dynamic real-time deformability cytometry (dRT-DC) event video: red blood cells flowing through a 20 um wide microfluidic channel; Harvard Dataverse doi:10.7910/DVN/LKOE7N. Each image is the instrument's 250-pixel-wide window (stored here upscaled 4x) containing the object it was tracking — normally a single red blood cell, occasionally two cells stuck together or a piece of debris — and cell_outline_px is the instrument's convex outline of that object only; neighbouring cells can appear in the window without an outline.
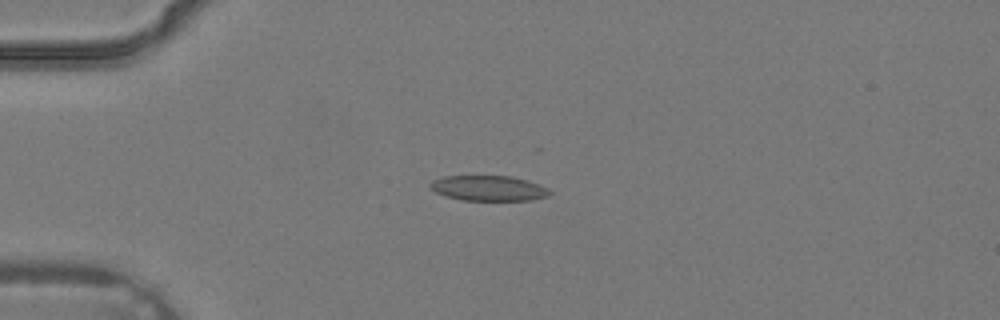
{"species": "common noctule bat (a hibernating species)", "species_latin": "Nyctalus noctula", "temperature_condition": "warm", "stored_images_in_passage": 1, "camera_frame_rate_fps": 3000, "um_per_image_px": 0.085, "animal": {"sex": "male", "body_mass_g": 19.2, "forearm_length_mm": 51.8}, "frame": {"image": 1, "passage_image": 1, "time_ms": 0.0, "image_size_px": [1000, 320], "cell_outline_px": [[552, 192], [548, 196], [532, 200], [460, 200], [444, 196], [436, 192], [428, 184], [432, 180], [444, 176], [512, 176], [528, 180], [548, 188]], "centroid_in_image_um": [41.53, 16.0], "position_along_channel_um": 43.5, "area_um2": 17.69}}